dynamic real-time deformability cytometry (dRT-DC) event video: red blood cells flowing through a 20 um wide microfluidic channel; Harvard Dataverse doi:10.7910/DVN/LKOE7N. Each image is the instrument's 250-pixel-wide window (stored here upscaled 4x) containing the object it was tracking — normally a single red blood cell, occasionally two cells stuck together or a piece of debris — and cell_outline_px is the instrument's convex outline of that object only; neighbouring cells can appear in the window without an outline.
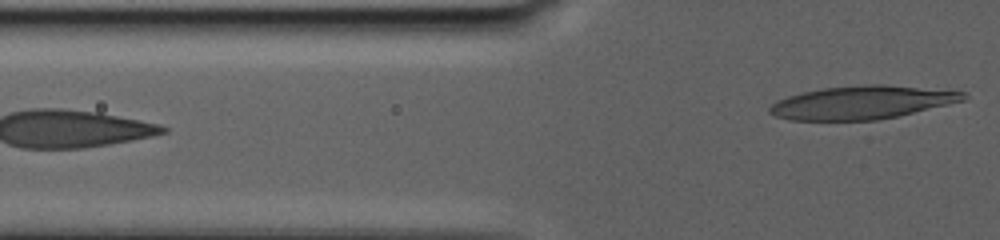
{"species": "human", "species_latin": "Homo sapiens", "temperature_condition": "warm", "stored_images_in_passage": 13, "camera_frame_rate_fps": 3000, "um_per_image_px": 0.085, "donor": {"sex": "male"}, "frame": {"image": 1, "passage_image": 13, "time_ms": 14.0, "image_size_px": [1000, 240], "cell_outline_px": [[968, 96], [964, 100], [948, 104], [896, 116], [876, 120], [788, 120], [776, 116], [768, 112], [768, 108], [776, 100], [788, 96], [804, 92], [824, 88], [868, 84], [884, 84], [968, 92]], "centroid_in_image_um": [73.25, 8.71], "position_along_channel_um": 52.6, "area_um2": 37.28}}